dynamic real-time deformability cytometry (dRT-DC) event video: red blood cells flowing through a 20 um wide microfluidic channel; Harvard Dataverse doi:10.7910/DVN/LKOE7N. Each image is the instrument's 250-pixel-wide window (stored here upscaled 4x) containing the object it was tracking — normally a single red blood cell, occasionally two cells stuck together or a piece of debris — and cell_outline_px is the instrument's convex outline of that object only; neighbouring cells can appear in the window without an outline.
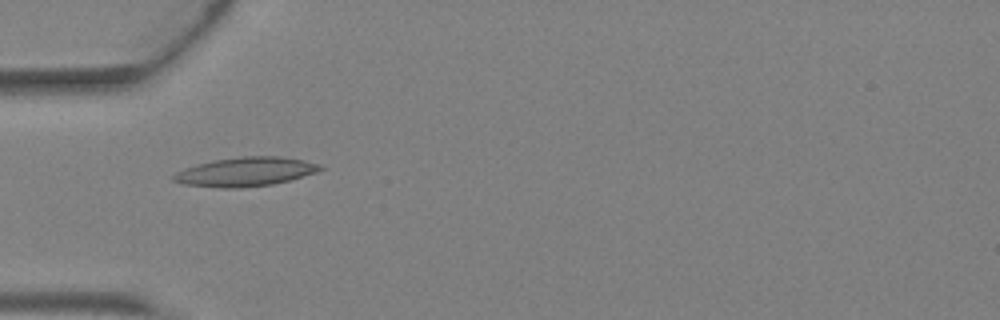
{"species": "Egyptian fruit bat (a non-hibernating species)", "species_latin": "Rousettus aegyptiacus", "temperature_condition": "warm", "stored_images_in_passage": 2, "camera_frame_rate_fps": 3000, "um_per_image_px": 0.085, "animal": {"sex": "female"}, "frame": {"image": 1, "passage_image": 1, "time_ms": 0.0, "image_size_px": [1000, 320], "cell_outline_px": [[324, 168], [316, 172], [288, 180], [272, 184], [240, 188], [224, 188], [184, 184], [172, 180], [172, 176], [176, 172], [184, 168], [196, 164], [216, 160], [244, 156], [280, 156], [304, 160], [320, 164]], "centroid_in_image_um": [20.86, 14.59], "position_along_channel_um": 64.1, "area_um2": 24.62}}
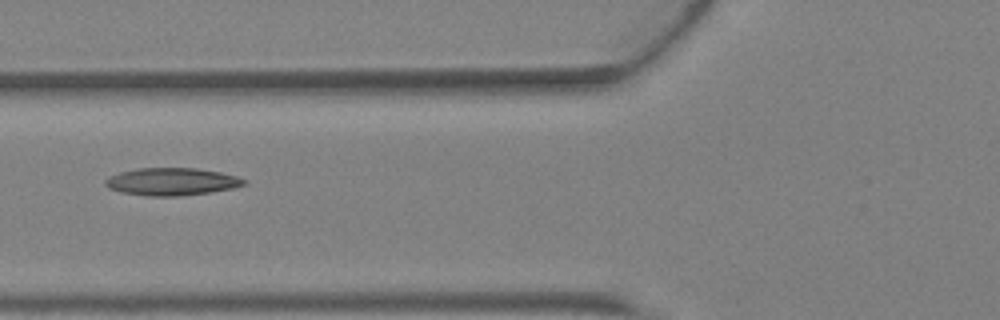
{"frame": {"image": 2, "passage_image": 2, "time_ms": 0.333, "image_size_px": [1000, 320], "cell_outline_px": [[248, 184], [236, 188], [212, 192], [180, 196], [148, 196], [120, 192], [108, 188], [104, 184], [104, 180], [108, 176], [120, 172], [136, 168], [196, 168], [220, 172], [236, 176], [248, 180]], "centroid_in_image_um": [14.62, 15.44], "position_along_channel_um": 111.2, "area_um2": 22.6}}